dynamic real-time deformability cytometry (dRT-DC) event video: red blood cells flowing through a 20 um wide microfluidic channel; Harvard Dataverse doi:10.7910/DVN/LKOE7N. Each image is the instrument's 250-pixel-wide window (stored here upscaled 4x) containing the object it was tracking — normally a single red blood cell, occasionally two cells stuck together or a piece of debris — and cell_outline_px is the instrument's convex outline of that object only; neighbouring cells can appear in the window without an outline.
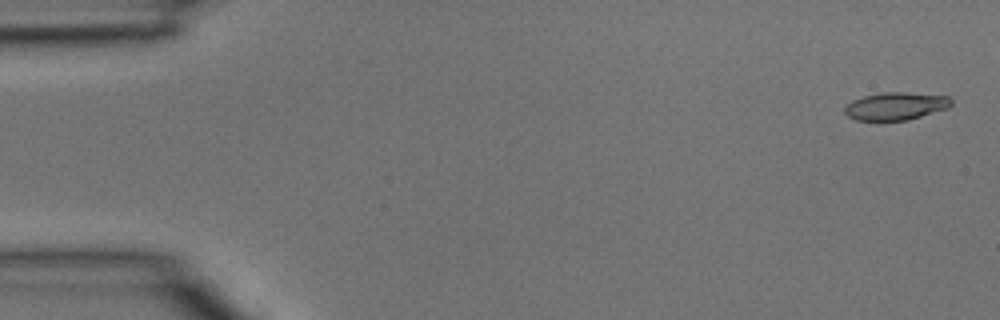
{"species": "common noctule bat (a hibernating species)", "species_latin": "Nyctalus noctula", "temperature_condition": "room temperature", "stored_images_in_passage": 4, "segment_of_instrument_passage": [2, 2], "camera_frame_rate_fps": 3000, "um_per_image_px": 0.085, "animal": {"sex": "male", "body_mass_g": 15.6}, "frame": {"image": 1, "passage_image": 4, "time_ms": 1.0, "image_size_px": [1000, 320], "cell_outline_px": [[952, 104], [948, 108], [908, 120], [856, 120], [848, 116], [844, 112], [844, 108], [852, 100], [864, 96], [884, 92], [904, 92], [948, 96], [952, 100]], "centroid_in_image_um": [76.14, 9.02], "position_along_channel_um": 8.9, "area_um2": 17.11}}